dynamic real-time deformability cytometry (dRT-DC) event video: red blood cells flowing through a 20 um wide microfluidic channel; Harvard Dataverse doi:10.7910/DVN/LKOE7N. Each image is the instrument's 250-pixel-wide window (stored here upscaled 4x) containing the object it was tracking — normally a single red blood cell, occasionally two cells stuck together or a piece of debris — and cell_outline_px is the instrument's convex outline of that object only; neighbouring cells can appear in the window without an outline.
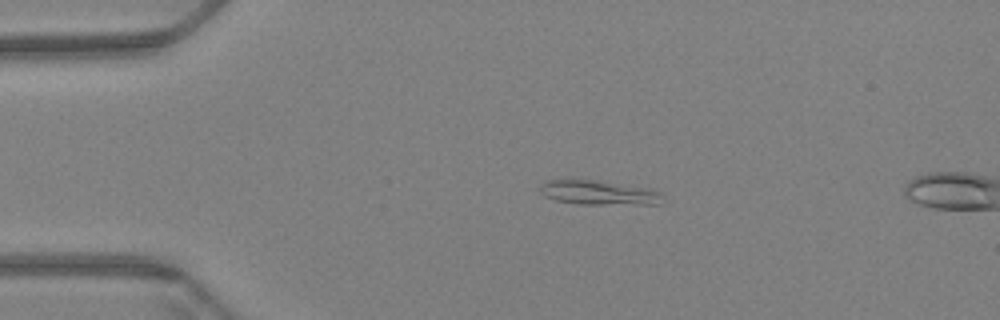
{"species": "Egyptian fruit bat (a non-hibernating species)", "species_latin": "Rousettus aegyptiacus", "temperature_condition": "warm", "stored_images_in_passage": 15, "camera_frame_rate_fps": 3000, "um_per_image_px": 0.085, "animal": {"sex": "female"}, "frame": {"image": 1, "passage_image": 13, "time_ms": 4.0, "image_size_px": [1000, 320], "cell_outline_px": [[660, 204], [580, 204], [556, 200], [544, 196], [540, 192], [540, 188], [548, 180], [592, 180], [652, 188], [660, 192]], "centroid_in_image_um": [50.91, 16.38], "position_along_channel_um": 34.1, "area_um2": 17.11}}